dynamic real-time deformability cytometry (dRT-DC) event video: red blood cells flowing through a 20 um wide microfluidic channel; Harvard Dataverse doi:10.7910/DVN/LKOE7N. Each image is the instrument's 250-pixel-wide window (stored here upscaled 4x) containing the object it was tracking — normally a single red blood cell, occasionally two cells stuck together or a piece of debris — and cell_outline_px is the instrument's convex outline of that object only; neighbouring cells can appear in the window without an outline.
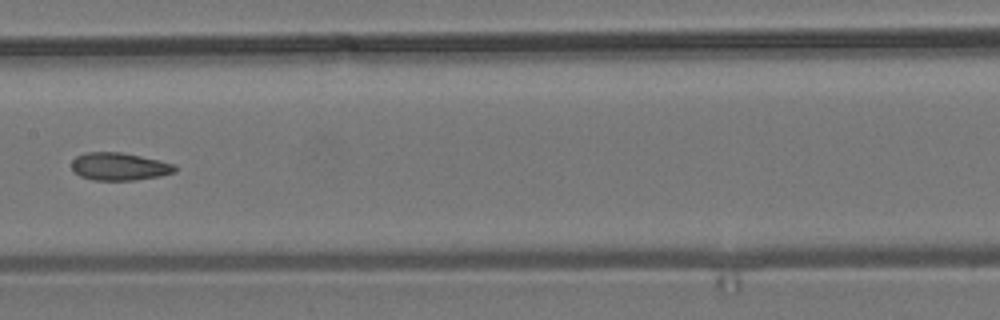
{"species": "common noctule bat (a hibernating species)", "species_latin": "Nyctalus noctula", "temperature_condition": "room temperature", "stored_images_in_passage": 9, "camera_frame_rate_fps": 3000, "um_per_image_px": 0.085, "animal": {"sex": "male", "body_mass_g": 19.2, "forearm_length_mm": 51.8}, "frame": {"image": 1, "passage_image": 6, "time_ms": 1.667, "image_size_px": [1000, 320], "cell_outline_px": [[176, 172], [160, 176], [136, 180], [92, 180], [80, 176], [72, 168], [72, 160], [76, 156], [84, 152], [120, 152], [160, 160], [176, 164]], "centroid_in_image_um": [10.16, 14.15], "position_along_channel_um": 197.2, "area_um2": 16.76}}
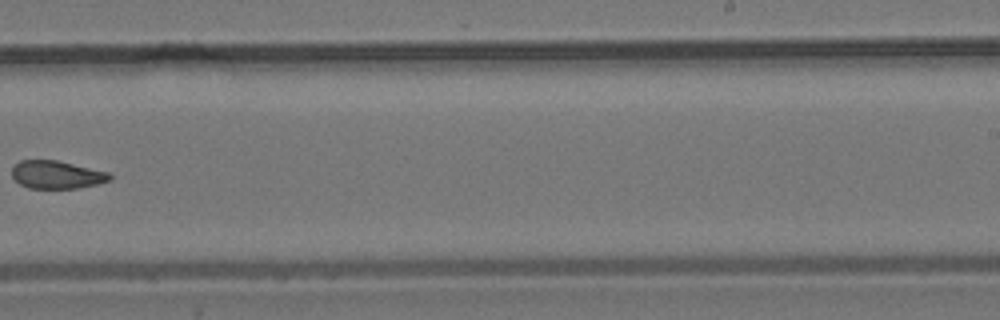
{"frame": {"image": 2, "passage_image": 8, "time_ms": 2.333, "image_size_px": [1000, 320], "cell_outline_px": [[112, 180], [96, 184], [76, 188], [28, 188], [20, 184], [12, 176], [12, 164], [20, 160], [56, 160], [108, 172], [112, 176]], "centroid_in_image_um": [4.79, 14.84], "position_along_channel_um": 284.2, "area_um2": 15.9}}
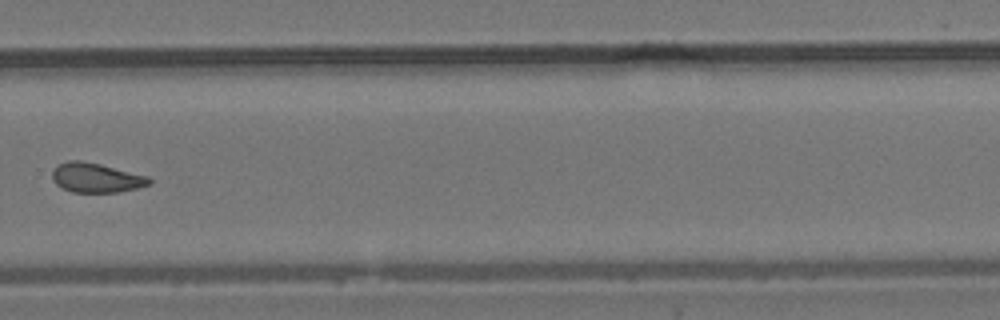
{"frame": {"image": 3, "passage_image": 9, "time_ms": 2.667, "image_size_px": [1000, 320], "cell_outline_px": [[152, 184], [120, 192], [72, 192], [56, 184], [52, 180], [52, 172], [56, 164], [68, 160], [84, 160], [148, 176], [152, 180]], "centroid_in_image_um": [8.16, 15.09], "position_along_channel_um": 321.6, "area_um2": 16.82}}